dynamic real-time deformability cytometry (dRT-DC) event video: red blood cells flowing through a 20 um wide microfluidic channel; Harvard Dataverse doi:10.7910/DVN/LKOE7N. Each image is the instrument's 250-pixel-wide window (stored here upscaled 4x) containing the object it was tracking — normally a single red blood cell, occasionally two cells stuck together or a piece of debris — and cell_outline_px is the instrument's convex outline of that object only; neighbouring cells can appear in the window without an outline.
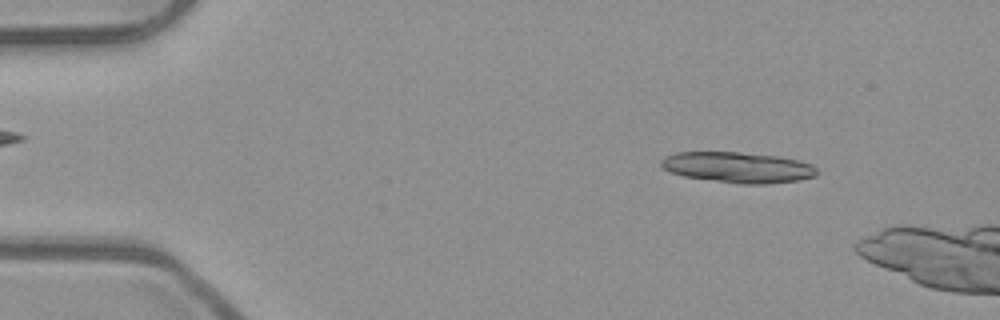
{"species": "common noctule bat (a hibernating species)", "species_latin": "Nyctalus noctula", "temperature_condition": "room temperature", "stored_images_in_passage": 10, "camera_frame_rate_fps": 3000, "um_per_image_px": 0.085, "animal": {"sex": "male", "body_mass_g": 23.1, "forearm_length_mm": 52.7}, "frame": {"image": 1, "passage_image": 2, "time_ms": 0.333, "image_size_px": [1000, 320], "cell_outline_px": [[816, 176], [796, 180], [764, 184], [740, 184], [684, 176], [668, 172], [660, 164], [660, 160], [664, 156], [676, 152], [740, 152], [780, 156], [800, 160], [812, 164], [816, 168]], "centroid_in_image_um": [62.7, 14.21], "position_along_channel_um": 22.3, "area_um2": 27.98}}